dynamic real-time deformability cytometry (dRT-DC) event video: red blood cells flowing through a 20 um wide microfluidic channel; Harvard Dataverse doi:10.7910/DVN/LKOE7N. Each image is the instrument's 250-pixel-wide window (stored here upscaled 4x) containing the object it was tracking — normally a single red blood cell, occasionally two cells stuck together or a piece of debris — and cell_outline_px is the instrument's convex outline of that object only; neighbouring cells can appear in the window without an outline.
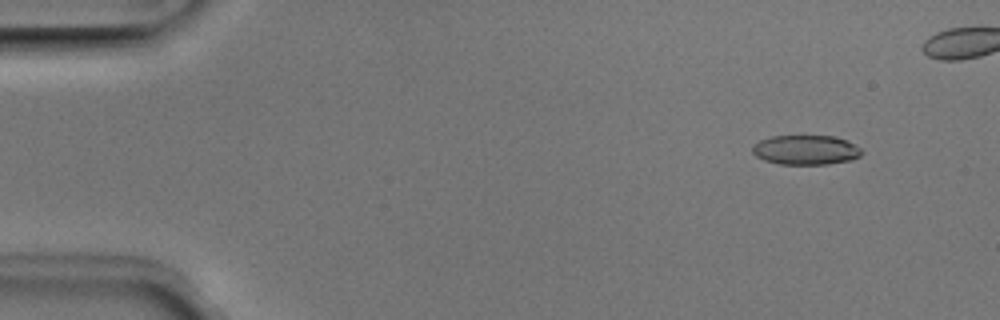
{"species": "Egyptian fruit bat (a non-hibernating species)", "species_latin": "Rousettus aegyptiacus", "temperature_condition": "room temperature", "stored_images_in_passage": 46, "camera_frame_rate_fps": 3000, "um_per_image_px": 0.085, "animal": {"sex": "male"}, "frame": {"image": 1, "passage_image": 5, "time_ms": 1.333, "image_size_px": [1000, 320], "cell_outline_px": [[864, 152], [860, 156], [852, 160], [828, 164], [780, 164], [764, 160], [756, 156], [752, 152], [752, 144], [760, 140], [772, 136], [836, 136], [848, 140], [860, 148]], "centroid_in_image_um": [68.51, 12.74], "position_along_channel_um": 16.5, "area_um2": 19.02}}
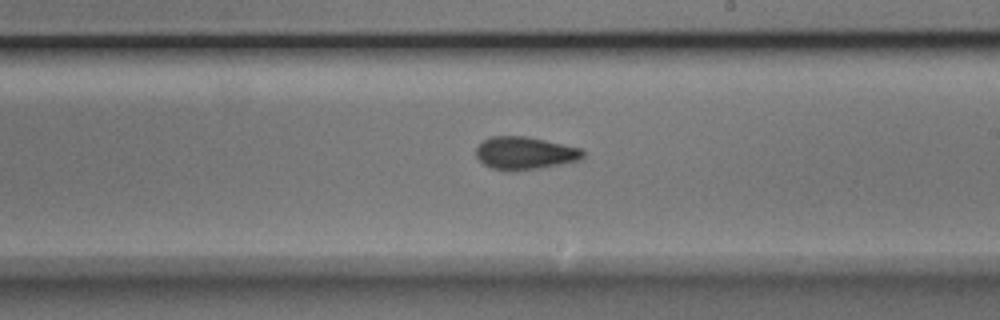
{"frame": {"image": 2, "passage_image": 30, "time_ms": 9.667, "image_size_px": [1000, 320], "cell_outline_px": [[584, 156], [580, 160], [540, 168], [492, 168], [484, 164], [476, 156], [476, 148], [484, 140], [492, 136], [524, 136], [544, 140], [580, 148], [584, 152]], "centroid_in_image_um": [44.63, 12.98], "position_along_channel_um": 244.4, "area_um2": 19.59}}
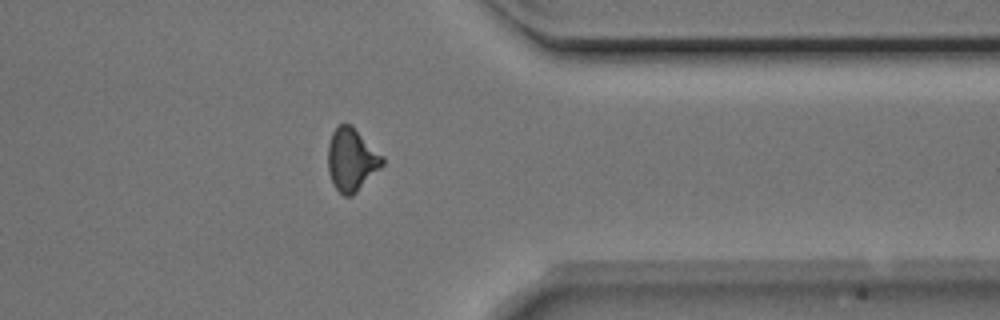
{"frame": {"image": 3, "passage_image": 41, "time_ms": 13.333, "image_size_px": [1000, 320], "cell_outline_px": [[384, 164], [352, 196], [344, 196], [336, 188], [328, 172], [328, 144], [332, 132], [340, 124], [352, 124], [384, 156]], "centroid_in_image_um": [29.89, 13.54], "position_along_channel_um": 381.5, "area_um2": 19.94}, "authors_computed_cell_mechanics": {"area_um2": 19.6231, "velocity_mm_per_s": 3.9635, "shape_relaxation_time_tau1_ms": 7.5592, "shape_relaxation_time_tau2_ms": 2.2731, "deformation_change_tau1": 0.1748, "deformation_change_tau2": 0.0785}}